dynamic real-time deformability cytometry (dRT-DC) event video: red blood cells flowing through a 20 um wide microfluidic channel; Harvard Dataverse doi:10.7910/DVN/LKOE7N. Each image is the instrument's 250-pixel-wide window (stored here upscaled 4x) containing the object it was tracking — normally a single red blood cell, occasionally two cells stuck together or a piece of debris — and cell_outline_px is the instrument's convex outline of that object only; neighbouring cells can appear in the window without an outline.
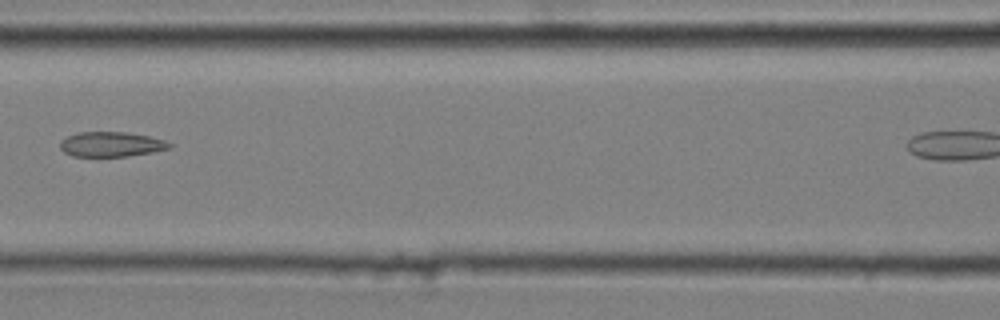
{"species": "common noctule bat (a hibernating species)", "species_latin": "Nyctalus noctula", "temperature_condition": "cold", "stored_images_in_passage": 6, "segment_of_instrument_passage": [1, 2], "camera_frame_rate_fps": 3000, "um_per_image_px": 0.085, "animal": {"sex": "male", "body_mass_g": 20.4}, "frame": {"image": 1, "passage_image": 5, "time_ms": 1.333, "image_size_px": [1000, 320], "cell_outline_px": [[172, 148], [152, 152], [128, 156], [72, 156], [64, 152], [60, 148], [60, 140], [76, 132], [128, 132], [148, 136], [164, 140], [172, 144]], "centroid_in_image_um": [9.44, 12.26], "position_along_channel_um": 157.2, "area_um2": 15.9}}